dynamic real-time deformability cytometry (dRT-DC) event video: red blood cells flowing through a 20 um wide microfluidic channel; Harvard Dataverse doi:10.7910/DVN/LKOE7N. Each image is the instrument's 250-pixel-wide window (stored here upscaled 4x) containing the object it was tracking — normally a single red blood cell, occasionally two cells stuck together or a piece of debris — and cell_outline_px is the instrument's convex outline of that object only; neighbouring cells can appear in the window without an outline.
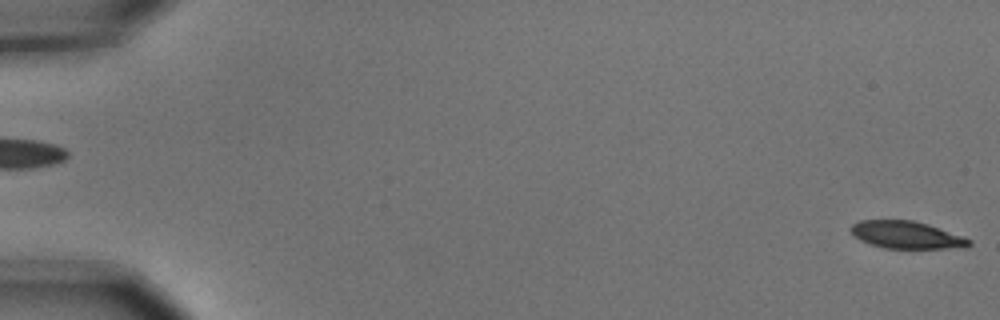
{"species": "common noctule bat (a hibernating species)", "species_latin": "Nyctalus noctula", "temperature_condition": "cold", "stored_images_in_passage": 5, "segment_of_instrument_passage": [2, 2], "camera_frame_rate_fps": 3000, "um_per_image_px": 0.085, "animal": {"sex": "male", "body_mass_g": 15.6}, "frame": {"image": 1, "passage_image": 5, "time_ms": 1.333, "image_size_px": [1000, 320], "cell_outline_px": [[972, 244], [964, 248], [884, 248], [860, 240], [848, 228], [852, 224], [860, 220], [912, 220], [928, 224], [972, 240]], "centroid_in_image_um": [77.05, 19.96], "position_along_channel_um": 7.9, "area_um2": 18.73}}